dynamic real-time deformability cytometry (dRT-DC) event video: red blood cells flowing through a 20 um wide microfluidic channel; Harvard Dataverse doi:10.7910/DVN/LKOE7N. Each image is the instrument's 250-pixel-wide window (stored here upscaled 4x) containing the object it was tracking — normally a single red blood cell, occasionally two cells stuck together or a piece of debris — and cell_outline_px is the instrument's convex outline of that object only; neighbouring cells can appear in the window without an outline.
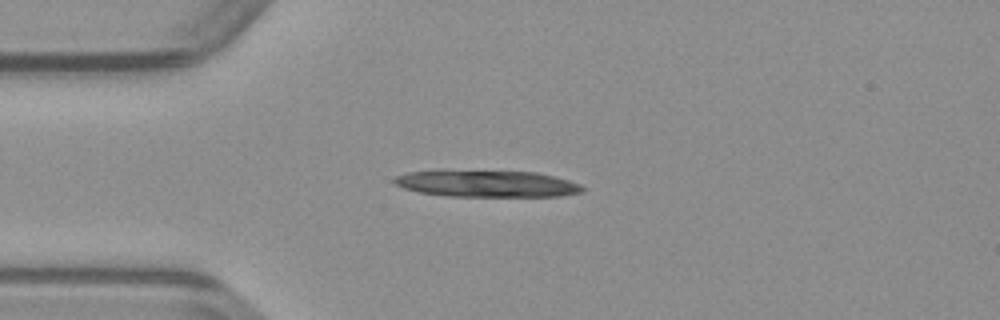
{"species": "common noctule bat (a hibernating species)", "species_latin": "Nyctalus noctula", "temperature_condition": "warm", "stored_images_in_passage": 37, "camera_frame_rate_fps": 3000, "um_per_image_px": 0.085, "animal": {"sex": "male", "body_mass_g": 23.1, "forearm_length_mm": 52.7}, "frame": {"image": 1, "passage_image": 1, "time_ms": 0.0, "image_size_px": [1000, 320], "cell_outline_px": [[584, 188], [580, 192], [560, 196], [448, 196], [420, 192], [404, 188], [396, 184], [392, 180], [396, 176], [408, 172], [440, 168], [536, 172], [568, 180], [580, 184]], "centroid_in_image_um": [41.28, 15.57], "position_along_channel_um": 43.7, "area_um2": 30.06}}
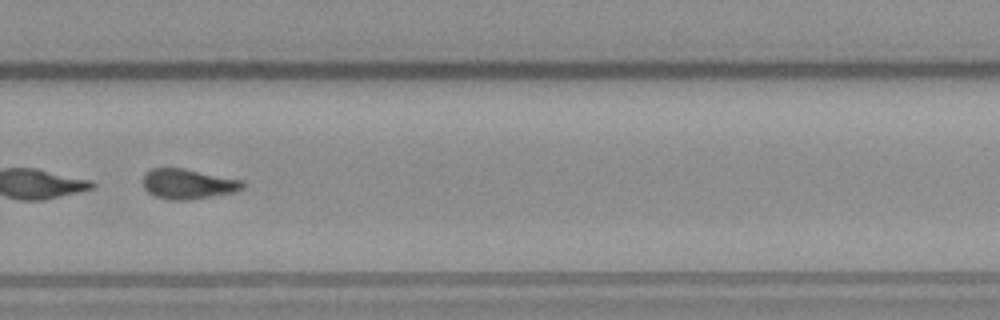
{"frame": {"image": 2, "passage_image": 22, "time_ms": 7.0, "image_size_px": [1000, 320], "cell_outline_px": [[244, 188], [236, 192], [192, 200], [168, 200], [156, 196], [148, 192], [144, 188], [144, 172], [152, 168], [184, 168], [244, 180]], "centroid_in_image_um": [16.01, 15.64], "position_along_channel_um": 313.8, "area_um2": 17.74}}